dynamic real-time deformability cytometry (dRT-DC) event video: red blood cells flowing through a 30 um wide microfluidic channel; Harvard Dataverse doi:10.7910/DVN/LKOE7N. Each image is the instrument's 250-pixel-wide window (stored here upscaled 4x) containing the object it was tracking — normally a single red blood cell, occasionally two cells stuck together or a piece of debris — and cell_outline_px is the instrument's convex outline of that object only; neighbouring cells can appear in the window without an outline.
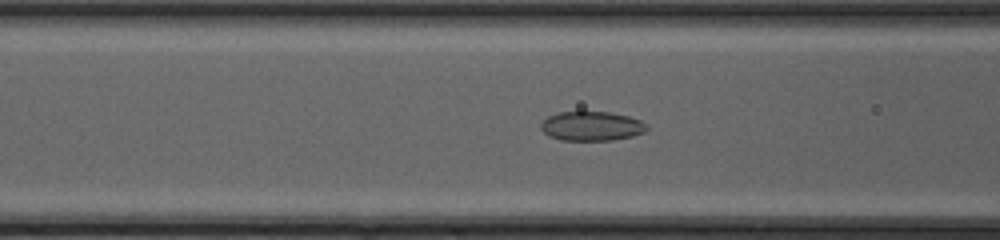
{"species": "common noctule bat (a hibernating species)", "species_latin": "Nyctalus noctula", "temperature_condition": "cold", "stored_images_in_passage": 50, "camera_frame_rate_fps": 3000, "um_per_image_px": 0.085, "animal": {"sex": "female", "body_mass_g": 20.0, "forearm_length_mm": 54.0}, "frame": {"image": 1, "passage_image": 22, "time_ms": 7.0, "image_size_px": [1000, 240], "cell_outline_px": [[648, 128], [644, 132], [632, 136], [612, 140], [560, 140], [548, 136], [540, 128], [540, 124], [548, 116], [556, 112], [608, 112], [628, 116], [640, 120]], "centroid_in_image_um": [50.24, 10.72], "position_along_channel_um": 116.4, "area_um2": 18.03}}
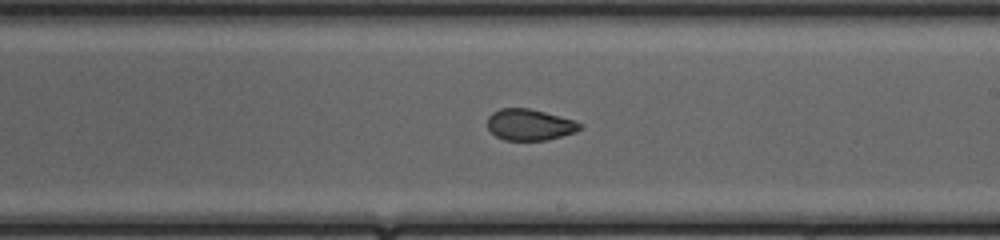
{"frame": {"image": 2, "passage_image": 31, "time_ms": 10.0, "image_size_px": [1000, 240], "cell_outline_px": [[584, 128], [576, 132], [548, 140], [504, 140], [496, 136], [488, 128], [488, 116], [492, 112], [500, 108], [528, 108], [576, 120], [584, 124]], "centroid_in_image_um": [45.07, 10.6], "position_along_channel_um": 243.9, "area_um2": 17.05}}
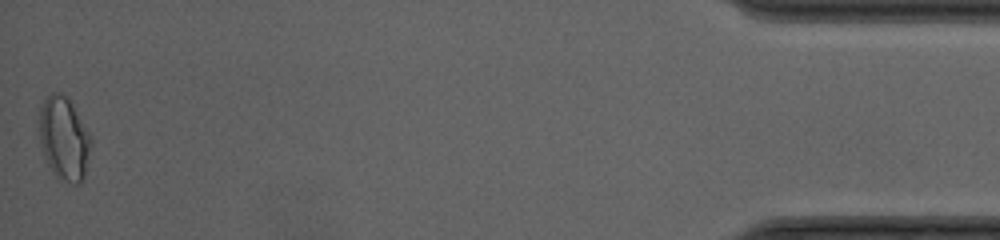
{"frame": {"image": 3, "passage_image": 50, "time_ms": 16.333, "image_size_px": [1000, 240], "cell_outline_px": [[92, 144], [84, 176], [80, 184], [72, 184], [60, 180], [52, 172], [44, 156], [40, 144], [40, 108], [44, 100], [52, 92], [60, 92], [68, 96], [88, 132], [92, 140]], "centroid_in_image_um": [5.45, 11.79], "position_along_channel_um": 429.8, "area_um2": 25.14}, "authors_computed_cell_mechanics": {"area_um2": 18.6694, "velocity_mm_per_s": 4.2526, "shape_relaxation_time_tau1_ms": null, "shape_relaxation_time_tau2_ms": 1.2566, "deformation_change_tau1": null, "deformation_change_tau2": 0.0635}}